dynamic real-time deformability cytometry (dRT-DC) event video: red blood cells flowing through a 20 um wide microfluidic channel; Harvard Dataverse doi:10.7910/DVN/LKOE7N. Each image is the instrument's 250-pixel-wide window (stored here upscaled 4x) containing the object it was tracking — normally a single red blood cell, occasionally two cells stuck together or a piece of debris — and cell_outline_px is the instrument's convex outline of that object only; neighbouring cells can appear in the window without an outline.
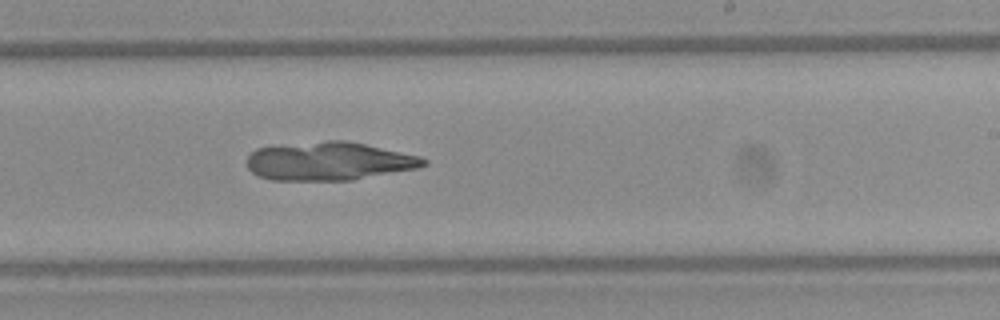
{"species": "Egyptian fruit bat (a non-hibernating species)", "species_latin": "Rousettus aegyptiacus", "temperature_condition": "warm", "stored_images_in_passage": 48, "camera_frame_rate_fps": 3000, "um_per_image_px": 0.085, "frame": {"image": 1, "passage_image": 29, "time_ms": 9.333, "image_size_px": [1000, 320], "cell_outline_px": [[428, 164], [416, 168], [352, 180], [272, 180], [256, 176], [248, 168], [248, 156], [256, 148], [328, 140], [344, 140], [364, 144], [420, 156], [428, 160]], "centroid_in_image_um": [27.95, 13.71], "position_along_channel_um": 261.0, "area_um2": 39.19}}
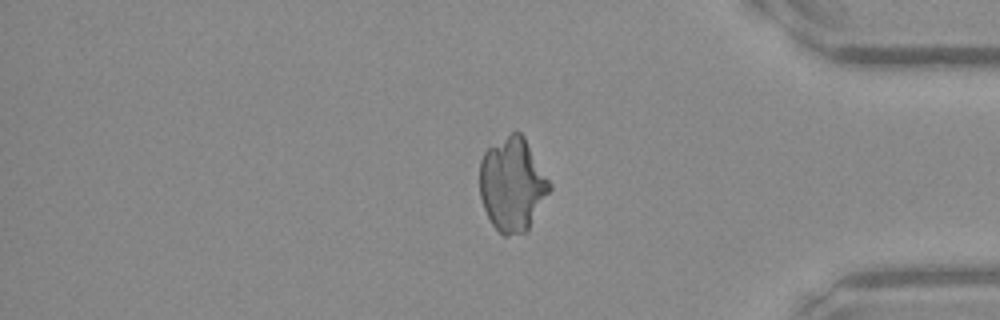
{"frame": {"image": 2, "passage_image": 40, "time_ms": 13.0, "image_size_px": [1000, 320], "cell_outline_px": [[552, 188], [528, 232], [508, 236], [504, 236], [492, 224], [484, 208], [480, 196], [480, 160], [484, 152], [488, 148], [512, 132], [520, 132], [524, 136], [552, 184]], "centroid_in_image_um": [43.57, 15.71], "position_along_channel_um": 391.6, "area_um2": 38.32}}